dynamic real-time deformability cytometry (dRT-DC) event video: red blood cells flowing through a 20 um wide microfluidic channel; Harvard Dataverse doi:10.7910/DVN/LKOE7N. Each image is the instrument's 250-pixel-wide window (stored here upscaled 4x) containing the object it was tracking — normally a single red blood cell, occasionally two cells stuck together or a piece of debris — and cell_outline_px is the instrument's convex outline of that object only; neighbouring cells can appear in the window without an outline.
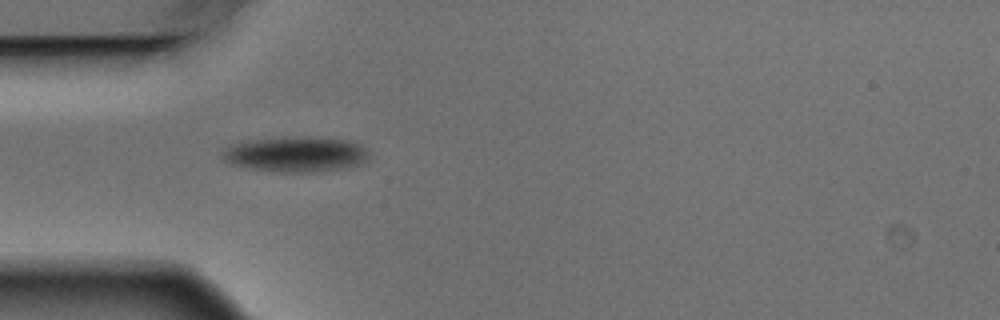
{"species": "Egyptian fruit bat (a non-hibernating species)", "species_latin": "Rousettus aegyptiacus", "temperature_condition": "warm", "stored_images_in_passage": 14, "camera_frame_rate_fps": 3000, "um_per_image_px": 0.085, "animal": {"sex": "male"}, "frame": {"image": 1, "passage_image": 4, "time_ms": 1.0, "image_size_px": [1000, 320], "cell_outline_px": [[368, 160], [352, 168], [324, 172], [280, 172], [244, 168], [228, 164], [220, 156], [228, 148], [240, 144], [260, 140], [348, 140], [360, 144], [368, 152]], "centroid_in_image_um": [25.22, 13.22], "position_along_channel_um": 59.8, "area_um2": 28.84}}
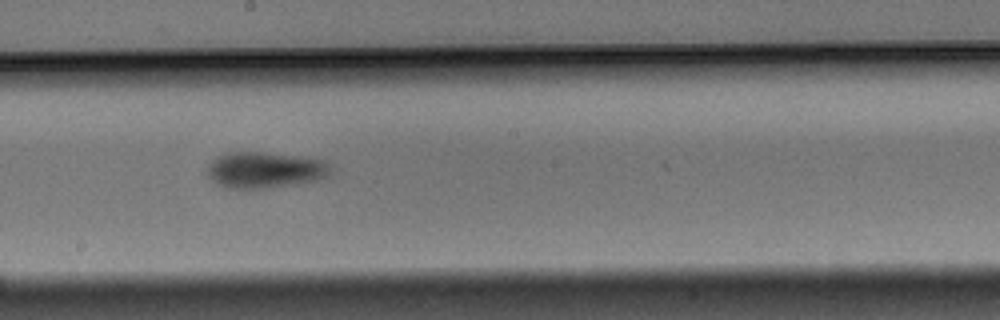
{"frame": {"image": 2, "passage_image": 8, "time_ms": 2.333, "image_size_px": [1000, 320], "cell_outline_px": [[328, 172], [324, 176], [312, 180], [268, 188], [224, 188], [216, 184], [204, 172], [208, 164], [216, 156], [224, 152], [264, 152], [312, 156], [324, 160], [328, 168]], "centroid_in_image_um": [22.4, 14.41], "position_along_channel_um": 225.8, "area_um2": 26.13}}
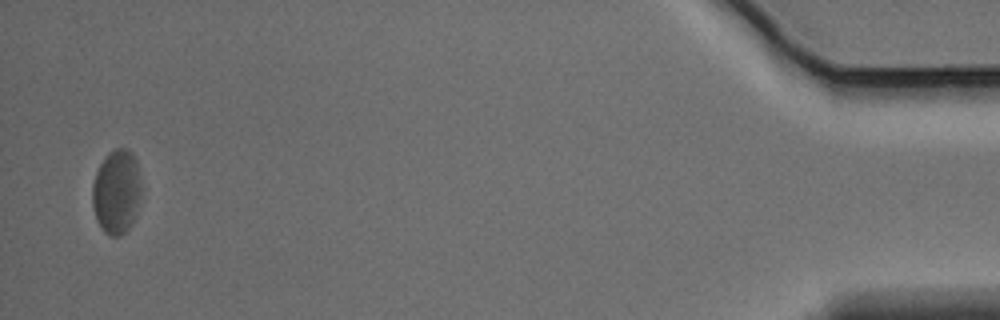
{"frame": {"image": 3, "passage_image": 14, "time_ms": 4.333, "image_size_px": [1000, 320], "cell_outline_px": [[144, 192], [140, 204], [132, 224], [120, 236], [108, 236], [104, 232], [96, 220], [92, 204], [92, 184], [96, 172], [104, 156], [108, 152], [116, 148], [124, 148], [132, 152], [136, 160]], "centroid_in_image_um": [9.94, 16.3], "position_along_channel_um": 425.3, "area_um2": 24.8}}